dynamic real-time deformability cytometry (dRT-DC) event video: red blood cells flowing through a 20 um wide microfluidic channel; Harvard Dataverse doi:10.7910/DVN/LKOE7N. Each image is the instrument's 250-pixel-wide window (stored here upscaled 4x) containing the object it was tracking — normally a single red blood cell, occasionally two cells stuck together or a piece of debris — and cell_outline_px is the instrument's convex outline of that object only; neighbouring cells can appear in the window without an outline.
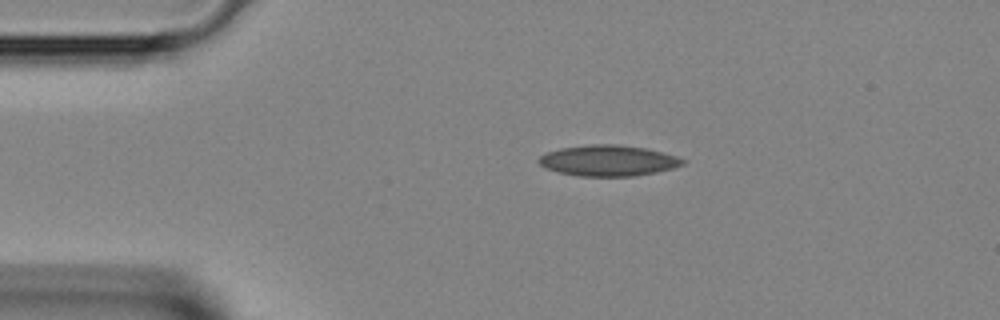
{"species": "Egyptian fruit bat (a non-hibernating species)", "species_latin": "Rousettus aegyptiacus", "temperature_condition": "room temperature", "stored_images_in_passage": 35, "camera_frame_rate_fps": 3000, "um_per_image_px": 0.085, "animal": {"sex": "female"}, "frame": {"image": 1, "passage_image": 1, "time_ms": 0.0, "image_size_px": [1000, 320], "cell_outline_px": [[684, 164], [672, 168], [656, 172], [632, 176], [580, 176], [560, 172], [544, 168], [536, 160], [540, 156], [548, 152], [560, 148], [592, 144], [616, 144], [644, 148], [676, 156], [684, 160]], "centroid_in_image_um": [51.66, 13.65], "position_along_channel_um": 33.3, "area_um2": 25.61}}
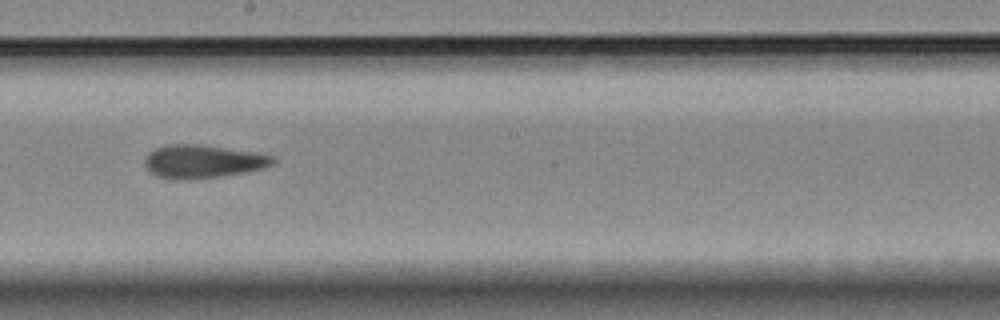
{"frame": {"image": 2, "passage_image": 16, "time_ms": 5.0, "image_size_px": [1000, 320], "cell_outline_px": [[276, 160], [272, 164], [264, 168], [244, 172], [220, 176], [192, 180], [172, 180], [156, 176], [148, 172], [144, 164], [144, 156], [148, 152], [156, 148], [168, 144], [204, 144], [252, 152], [272, 156]], "centroid_in_image_um": [17.15, 13.73], "position_along_channel_um": 231.0, "area_um2": 25.14}}
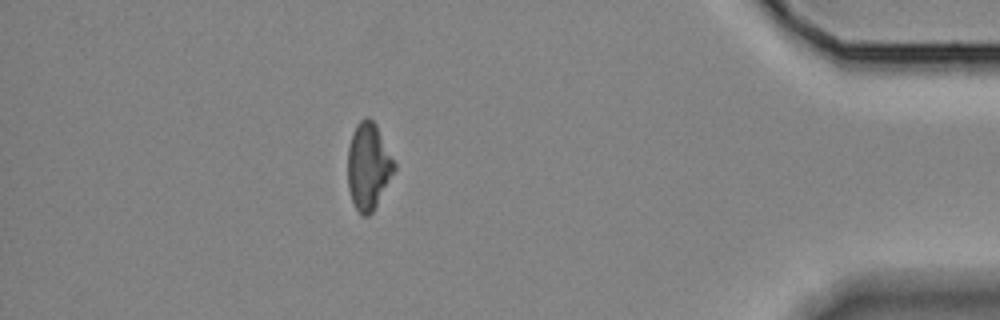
{"frame": {"image": 3, "passage_image": 30, "time_ms": 9.667, "image_size_px": [1000, 320], "cell_outline_px": [[396, 168], [372, 212], [368, 216], [364, 216], [356, 208], [352, 200], [348, 188], [348, 148], [352, 132], [356, 124], [364, 116], [368, 116], [376, 124], [396, 164]], "centroid_in_image_um": [31.3, 14.08], "position_along_channel_um": 403.9, "area_um2": 23.35}}